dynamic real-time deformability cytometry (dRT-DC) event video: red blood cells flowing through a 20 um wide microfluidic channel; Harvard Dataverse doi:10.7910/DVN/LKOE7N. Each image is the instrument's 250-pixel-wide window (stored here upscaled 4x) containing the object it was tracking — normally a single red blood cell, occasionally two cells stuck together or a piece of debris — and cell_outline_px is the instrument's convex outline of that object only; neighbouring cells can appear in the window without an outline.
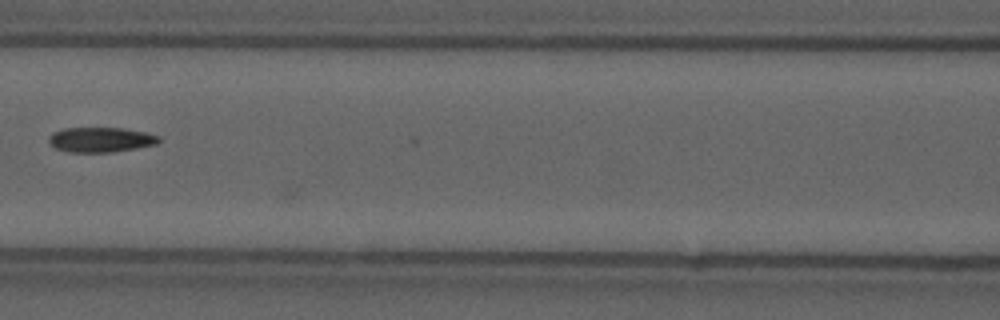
{"species": "common noctule bat (a hibernating species)", "species_latin": "Nyctalus noctula", "temperature_condition": "cold", "stored_images_in_passage": 13, "camera_frame_rate_fps": 3000, "um_per_image_px": 0.085, "animal": {"sex": "male", "forearm_length_mm": 52.5}, "frame": {"image": 1, "passage_image": 12, "time_ms": 3.667, "image_size_px": [1000, 320], "cell_outline_px": [[160, 140], [156, 144], [136, 148], [112, 152], [68, 152], [56, 148], [48, 140], [48, 136], [52, 132], [64, 128], [124, 128], [144, 132], [160, 136]], "centroid_in_image_um": [8.55, 11.87], "position_along_channel_um": 158.1, "area_um2": 15.95}}